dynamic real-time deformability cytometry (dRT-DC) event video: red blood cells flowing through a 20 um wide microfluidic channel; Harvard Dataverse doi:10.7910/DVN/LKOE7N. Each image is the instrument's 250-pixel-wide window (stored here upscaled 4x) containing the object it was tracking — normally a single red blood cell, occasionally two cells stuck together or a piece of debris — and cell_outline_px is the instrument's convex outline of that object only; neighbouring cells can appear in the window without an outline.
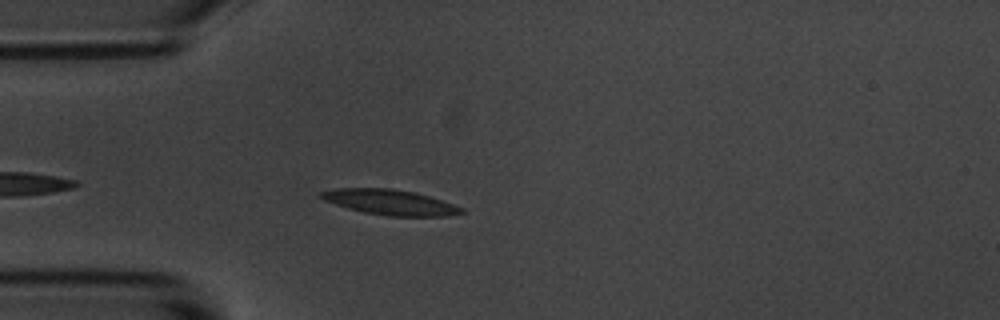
{"species": "common noctule bat (a hibernating species)", "species_latin": "Nyctalus noctula", "temperature_condition": "room temperature", "stored_images_in_passage": 31, "camera_frame_rate_fps": 3000, "um_per_image_px": 0.085, "animal": {"sex": "male", "body_mass_g": 20.1, "forearm_length_mm": 53.5}, "frame": {"image": 1, "passage_image": 4, "time_ms": 1.0, "image_size_px": [1000, 320], "cell_outline_px": [[464, 212], [444, 216], [388, 216], [364, 212], [348, 208], [324, 200], [316, 196], [320, 192], [336, 188], [392, 188], [416, 192], [464, 208]], "centroid_in_image_um": [33.11, 17.18], "position_along_channel_um": 51.9, "area_um2": 20.58}}
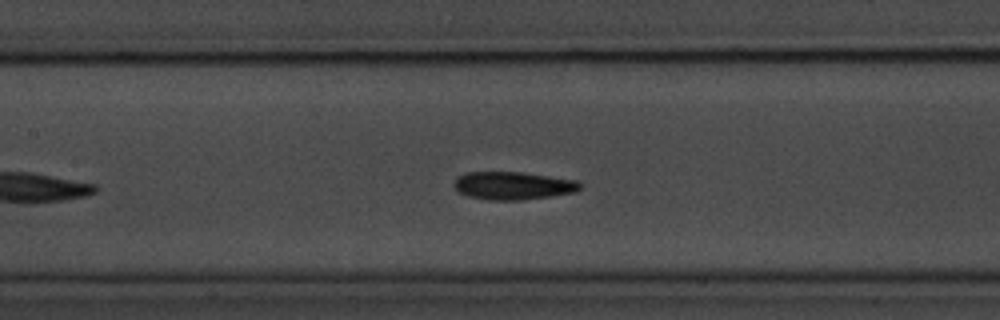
{"frame": {"image": 2, "passage_image": 14, "time_ms": 4.333, "image_size_px": [1000, 320], "cell_outline_px": [[584, 188], [576, 192], [552, 196], [520, 200], [488, 200], [468, 196], [456, 192], [452, 184], [460, 176], [468, 172], [524, 172], [580, 180]], "centroid_in_image_um": [43.67, 15.78], "position_along_channel_um": 163.7, "area_um2": 20.92}}
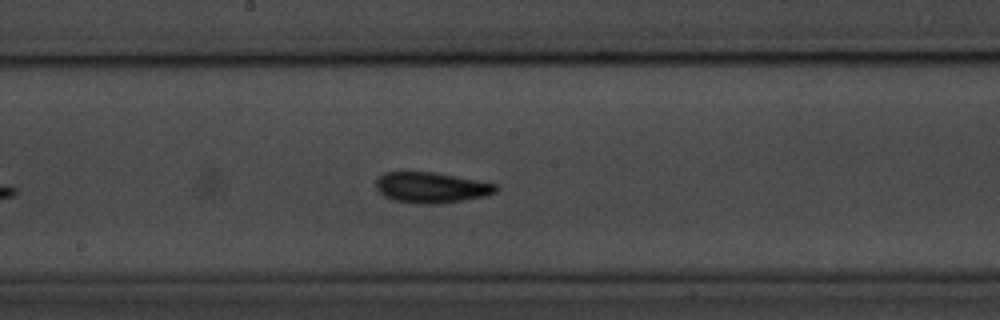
{"frame": {"image": 3, "passage_image": 18, "time_ms": 5.667, "image_size_px": [1000, 320], "cell_outline_px": [[500, 188], [496, 192], [484, 196], [464, 200], [440, 204], [420, 204], [392, 200], [384, 196], [376, 188], [376, 180], [384, 172], [432, 172], [476, 180], [496, 184]], "centroid_in_image_um": [36.65, 15.95], "position_along_channel_um": 211.5, "area_um2": 21.39}, "authors_computed_cell_mechanics": {"area_um2": 20.4612, "velocity_mm_per_s": 3.6067, "shape_relaxation_time_tau1_ms": 5.9155, "shape_relaxation_time_tau2_ms": 2.9368, "deformation_change_tau1": 0.1887, "deformation_change_tau2": 0.0923}}